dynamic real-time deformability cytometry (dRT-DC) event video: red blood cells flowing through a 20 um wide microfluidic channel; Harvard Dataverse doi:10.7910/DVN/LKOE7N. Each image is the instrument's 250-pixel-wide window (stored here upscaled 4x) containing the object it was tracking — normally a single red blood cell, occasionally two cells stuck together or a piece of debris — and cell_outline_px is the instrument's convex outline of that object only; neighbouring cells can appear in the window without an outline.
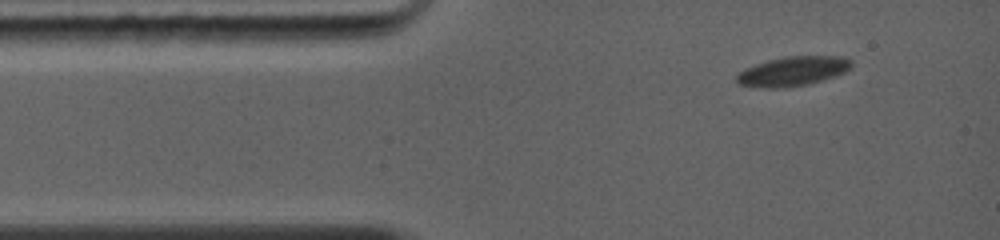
{"species": "common noctule bat (a hibernating species)", "species_latin": "Nyctalus noctula", "temperature_condition": "warm", "stored_images_in_passage": 42, "camera_frame_rate_fps": 5000, "um_per_image_px": 0.085, "animal": {"sex": "female", "body_mass_g": 19.0, "forearm_length_mm": 56.7}, "frame": {"image": 1, "passage_image": 1, "time_ms": 0.0, "image_size_px": [1000, 240], "cell_outline_px": [[852, 68], [844, 72], [808, 84], [784, 88], [764, 88], [736, 84], [736, 72], [744, 68], [768, 60], [784, 56], [844, 56], [852, 60]], "centroid_in_image_um": [67.35, 6.05], "position_along_channel_um": 17.7, "area_um2": 19.88}}
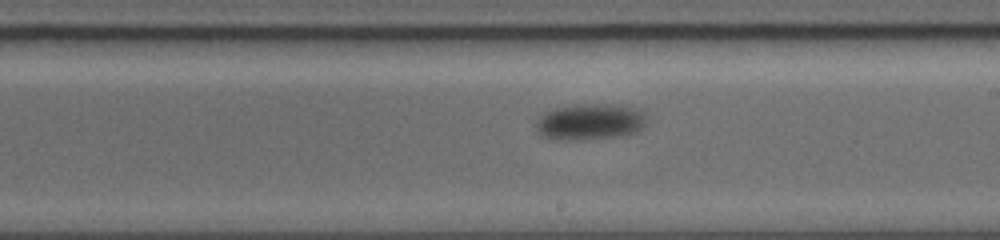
{"frame": {"image": 2, "passage_image": 19, "time_ms": 6.8, "image_size_px": [1000, 240], "cell_outline_px": [[648, 120], [644, 128], [636, 132], [624, 136], [580, 140], [556, 140], [540, 136], [536, 128], [536, 120], [544, 112], [556, 108], [576, 104], [612, 104], [636, 108], [644, 112]], "centroid_in_image_um": [50.17, 10.36], "position_along_channel_um": 238.8, "area_um2": 23.93}}
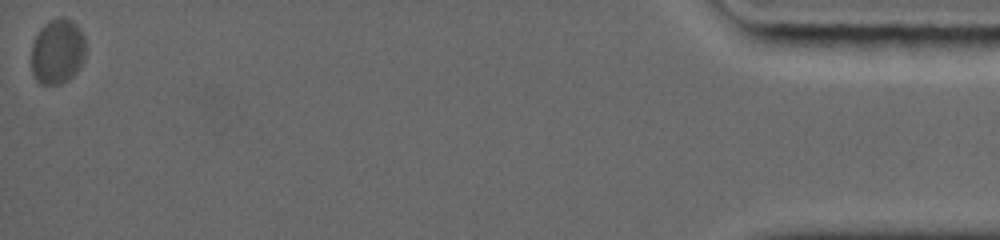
{"frame": {"image": 3, "passage_image": 42, "time_ms": 15.4, "image_size_px": [1000, 240], "cell_outline_px": [[84, 60], [80, 68], [68, 80], [60, 84], [40, 84], [36, 80], [32, 72], [32, 44], [40, 28], [48, 20], [60, 16], [72, 20], [80, 28], [84, 36]], "centroid_in_image_um": [4.89, 4.36], "position_along_channel_um": 430.3, "area_um2": 20.81}, "authors_computed_cell_mechanics": {"area_um2": 21.3571, "velocity_mm_per_s": 3.8815, "shape_relaxation_time_tau1_ms": 1.0169, "shape_relaxation_time_tau2_ms": null, "deformation_change_tau1": 0.0324, "deformation_change_tau2": null}}